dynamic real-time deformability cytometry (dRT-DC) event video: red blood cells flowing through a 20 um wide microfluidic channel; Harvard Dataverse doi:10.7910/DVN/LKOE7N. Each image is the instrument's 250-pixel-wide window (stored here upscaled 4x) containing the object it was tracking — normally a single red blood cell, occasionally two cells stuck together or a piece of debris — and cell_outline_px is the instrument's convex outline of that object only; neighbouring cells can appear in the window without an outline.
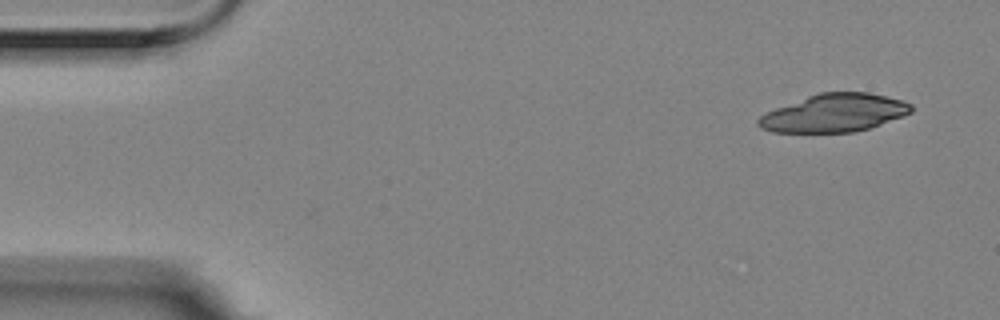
{"species": "Egyptian fruit bat (a non-hibernating species)", "species_latin": "Rousettus aegyptiacus", "temperature_condition": "room temperature", "stored_images_in_passage": 8, "camera_frame_rate_fps": 3000, "um_per_image_px": 0.085, "animal": {"sex": "female"}, "frame": {"image": 1, "passage_image": 1, "time_ms": 0.0, "image_size_px": [1000, 320], "cell_outline_px": [[912, 112], [880, 124], [868, 128], [852, 132], [772, 132], [760, 128], [756, 124], [756, 120], [760, 116], [776, 108], [808, 96], [820, 92], [868, 92], [900, 100], [912, 104]], "centroid_in_image_um": [70.88, 9.61], "position_along_channel_um": 14.1, "area_um2": 33.41}}
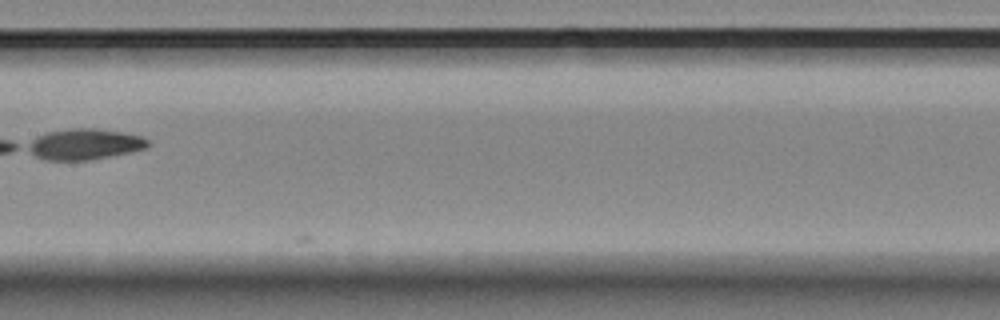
{"frame": {"image": 2, "passage_image": 8, "time_ms": 2.333, "image_size_px": [1000, 320], "cell_outline_px": [[148, 148], [88, 160], [44, 160], [36, 156], [24, 148], [24, 144], [48, 132], [72, 128], [96, 128], [124, 132], [140, 136], [148, 140]], "centroid_in_image_um": [7.15, 12.25], "position_along_channel_um": 200.3, "area_um2": 21.5}}